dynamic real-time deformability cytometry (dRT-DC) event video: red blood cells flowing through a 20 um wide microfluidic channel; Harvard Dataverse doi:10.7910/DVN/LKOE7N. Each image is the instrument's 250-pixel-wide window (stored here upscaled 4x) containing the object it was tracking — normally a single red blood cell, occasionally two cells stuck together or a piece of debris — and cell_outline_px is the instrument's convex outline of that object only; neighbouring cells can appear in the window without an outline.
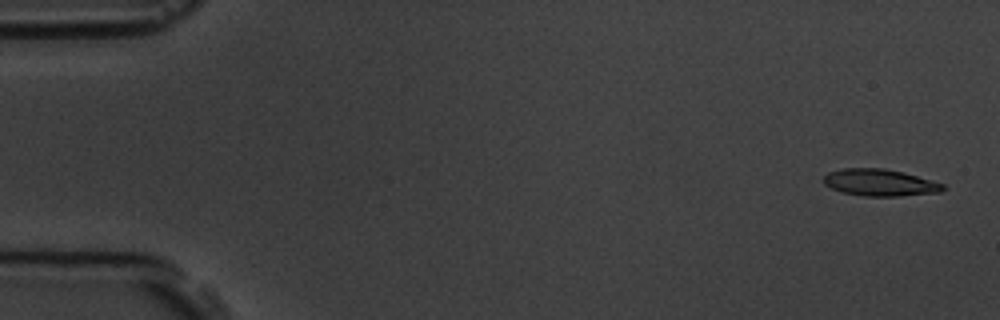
{"species": "common noctule bat (a hibernating species)", "species_latin": "Nyctalus noctula", "temperature_condition": "room temperature", "stored_images_in_passage": 5, "camera_frame_rate_fps": 3000, "um_per_image_px": 0.085, "animal": {"sex": "male", "body_mass_g": 19.5, "forearm_length_mm": 54.6}, "frame": {"image": 1, "passage_image": 1, "time_ms": 0.0, "image_size_px": [1000, 320], "cell_outline_px": [[944, 188], [940, 192], [900, 196], [864, 196], [840, 192], [824, 184], [824, 176], [828, 172], [840, 168], [884, 168], [904, 172], [944, 184]], "centroid_in_image_um": [74.75, 15.51], "position_along_channel_um": 10.2, "area_um2": 18.73}}
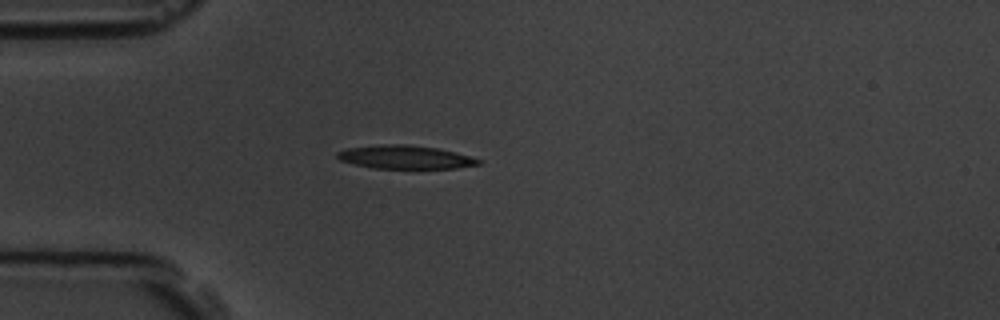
{"frame": {"image": 2, "passage_image": 5, "time_ms": 4.333, "image_size_px": [1000, 320], "cell_outline_px": [[484, 160], [480, 164], [456, 168], [372, 168], [340, 160], [336, 156], [336, 152], [348, 148], [380, 144], [408, 144], [436, 148]], "centroid_in_image_um": [34.42, 13.35], "position_along_channel_um": 50.6, "area_um2": 19.07}}